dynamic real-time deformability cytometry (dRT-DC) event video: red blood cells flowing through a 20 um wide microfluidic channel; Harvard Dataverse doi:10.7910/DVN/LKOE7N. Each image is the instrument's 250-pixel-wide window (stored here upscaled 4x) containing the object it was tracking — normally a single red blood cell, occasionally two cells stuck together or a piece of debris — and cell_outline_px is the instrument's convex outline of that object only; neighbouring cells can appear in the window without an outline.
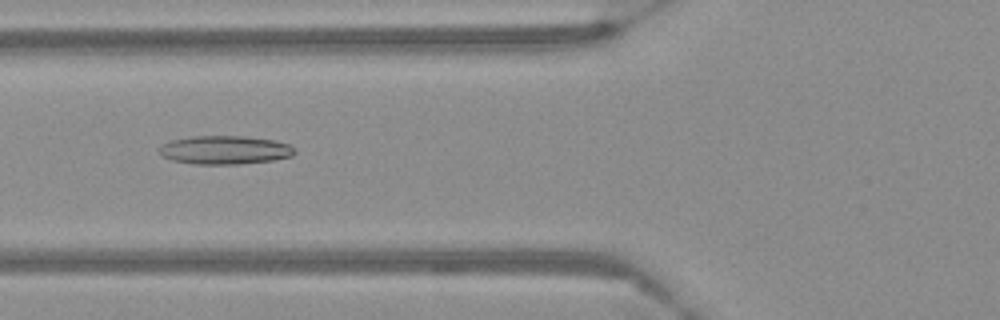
{"species": "Egyptian fruit bat (a non-hibernating species)", "species_latin": "Rousettus aegyptiacus", "temperature_condition": "warm", "stored_images_in_passage": 50, "camera_frame_rate_fps": 3000, "um_per_image_px": 0.085, "frame": {"image": 1, "passage_image": 15, "time_ms": 4.667, "image_size_px": [1000, 320], "cell_outline_px": [[296, 152], [292, 156], [272, 160], [240, 164], [192, 164], [172, 160], [160, 156], [160, 144], [172, 140], [192, 136], [248, 136], [276, 140], [288, 144], [296, 148]], "centroid_in_image_um": [19.12, 12.74], "position_along_channel_um": 106.7, "area_um2": 22.77}}
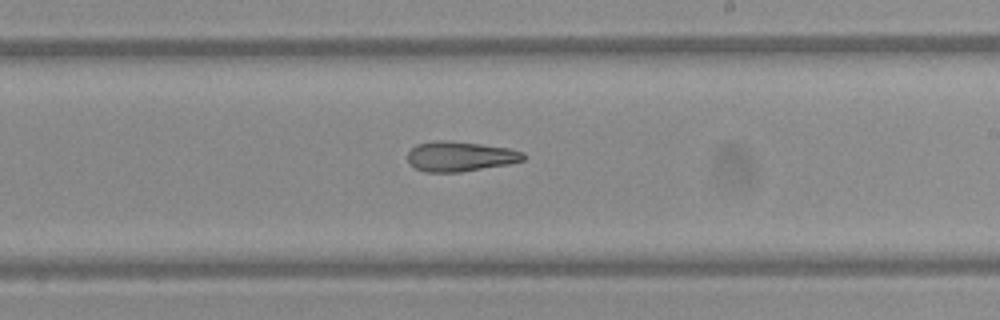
{"frame": {"image": 2, "passage_image": 27, "time_ms": 8.667, "image_size_px": [1000, 320], "cell_outline_px": [[524, 160], [508, 164], [460, 172], [424, 172], [416, 168], [408, 160], [408, 152], [416, 144], [440, 140], [448, 140], [480, 144], [508, 148], [524, 152]], "centroid_in_image_um": [39.1, 13.29], "position_along_channel_um": 249.9, "area_um2": 20.06}}
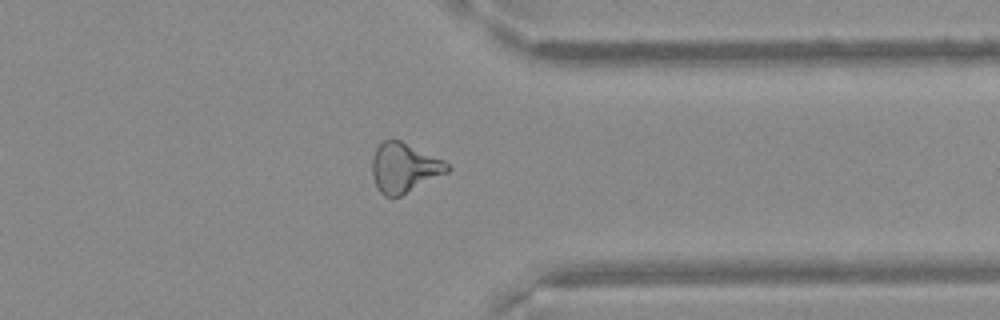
{"frame": {"image": 3, "passage_image": 38, "time_ms": 12.333, "image_size_px": [1000, 320], "cell_outline_px": [[452, 168], [448, 172], [400, 196], [384, 196], [380, 192], [372, 176], [372, 156], [376, 148], [384, 140], [400, 140], [444, 160]], "centroid_in_image_um": [34.35, 14.25], "position_along_channel_um": 377.0, "area_um2": 21.56}}